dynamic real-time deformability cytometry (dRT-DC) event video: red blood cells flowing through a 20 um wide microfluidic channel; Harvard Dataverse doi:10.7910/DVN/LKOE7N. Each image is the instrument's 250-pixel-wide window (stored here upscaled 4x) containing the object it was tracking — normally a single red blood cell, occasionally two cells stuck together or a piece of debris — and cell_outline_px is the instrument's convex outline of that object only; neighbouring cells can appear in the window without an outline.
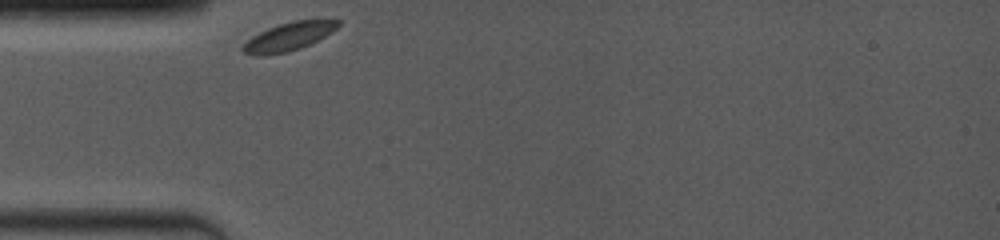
{"species": "common noctule bat (a hibernating species)", "species_latin": "Nyctalus noctula", "temperature_condition": "room temperature", "stored_images_in_passage": 51, "camera_frame_rate_fps": 4000, "um_per_image_px": 0.085, "animal": {"sex": "female", "body_mass_g": 19.0, "forearm_length_mm": 53.3}, "frame": {"image": 1, "passage_image": 1, "time_ms": 0.0, "image_size_px": [1000, 240], "cell_outline_px": [[340, 24], [336, 28], [324, 36], [300, 48], [288, 52], [264, 56], [244, 52], [240, 48], [252, 36], [268, 28], [292, 20], [340, 20]], "centroid_in_image_um": [24.51, 3.11], "position_along_channel_um": 60.5, "area_um2": 15.32}}
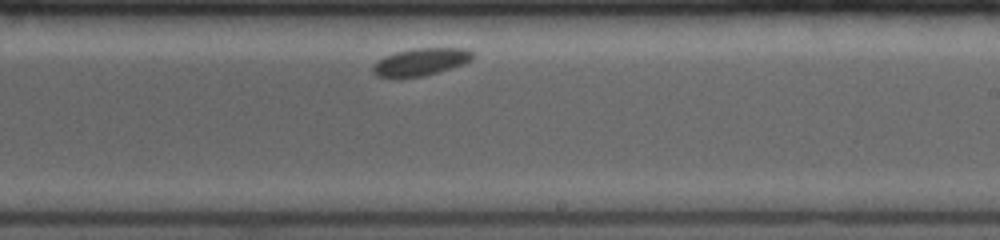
{"frame": {"image": 2, "passage_image": 30, "time_ms": 5.5, "image_size_px": [1000, 240], "cell_outline_px": [[472, 60], [424, 76], [376, 76], [372, 72], [372, 64], [384, 56], [396, 52], [412, 48], [468, 48], [472, 52]], "centroid_in_image_um": [35.73, 5.23], "position_along_channel_um": 253.3, "area_um2": 15.55}}
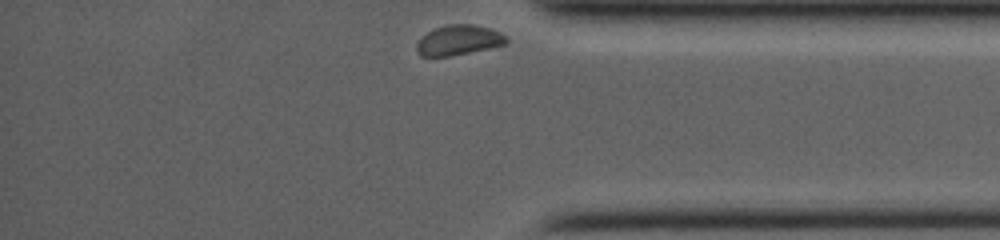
{"frame": {"image": 3, "passage_image": 51, "time_ms": 9.5, "image_size_px": [1000, 240], "cell_outline_px": [[508, 44], [448, 56], [420, 56], [416, 52], [416, 44], [428, 32], [436, 28], [448, 24], [472, 24], [488, 28], [500, 32], [508, 40]], "centroid_in_image_um": [38.98, 3.41], "position_along_channel_um": 396.2, "area_um2": 15.43}, "authors_computed_cell_mechanics": {"area_um2": 15.895, "velocity_mm_per_s": 3.5699, "shape_relaxation_time_tau1_ms": 1.009, "shape_relaxation_time_tau2_ms": null, "deformation_change_tau1": 0.0289, "deformation_change_tau2": null}}